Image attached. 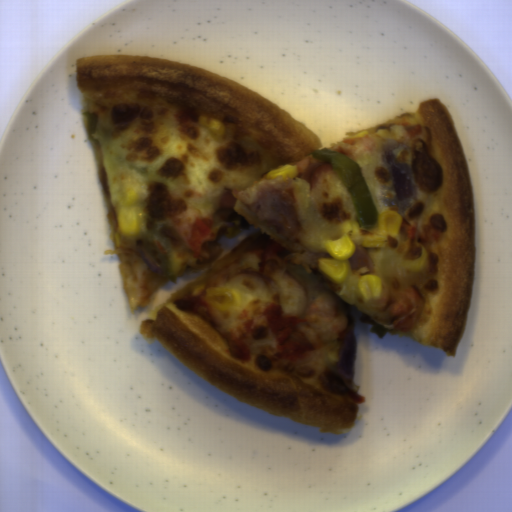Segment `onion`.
I'll list each match as a JSON object with an SVG mask.
<instances>
[{
  "label": "onion",
  "mask_w": 512,
  "mask_h": 512,
  "mask_svg": "<svg viewBox=\"0 0 512 512\" xmlns=\"http://www.w3.org/2000/svg\"><path fill=\"white\" fill-rule=\"evenodd\" d=\"M350 270L353 275L363 277L373 275L374 268L365 247H355L353 255L349 259Z\"/></svg>",
  "instance_id": "onion-4"
},
{
  "label": "onion",
  "mask_w": 512,
  "mask_h": 512,
  "mask_svg": "<svg viewBox=\"0 0 512 512\" xmlns=\"http://www.w3.org/2000/svg\"><path fill=\"white\" fill-rule=\"evenodd\" d=\"M240 274H250L259 279L261 282H263L267 288L270 297H273L275 293L278 291L277 283L270 277L269 274H264L262 271L256 269L245 270Z\"/></svg>",
  "instance_id": "onion-5"
},
{
  "label": "onion",
  "mask_w": 512,
  "mask_h": 512,
  "mask_svg": "<svg viewBox=\"0 0 512 512\" xmlns=\"http://www.w3.org/2000/svg\"><path fill=\"white\" fill-rule=\"evenodd\" d=\"M136 253L141 257V259L153 273H162L160 265L152 255H150L141 248L137 249Z\"/></svg>",
  "instance_id": "onion-6"
},
{
  "label": "onion",
  "mask_w": 512,
  "mask_h": 512,
  "mask_svg": "<svg viewBox=\"0 0 512 512\" xmlns=\"http://www.w3.org/2000/svg\"><path fill=\"white\" fill-rule=\"evenodd\" d=\"M357 342L355 336L345 338L340 346L337 373L345 380H351L354 374Z\"/></svg>",
  "instance_id": "onion-3"
},
{
  "label": "onion",
  "mask_w": 512,
  "mask_h": 512,
  "mask_svg": "<svg viewBox=\"0 0 512 512\" xmlns=\"http://www.w3.org/2000/svg\"><path fill=\"white\" fill-rule=\"evenodd\" d=\"M283 277H287V278L293 280L295 282V284L298 286V288L301 290V292L303 293L302 303H301V307H300V310L298 313V318H299L304 314V312L306 310L307 293H306L305 289L303 288V286L288 271L284 272Z\"/></svg>",
  "instance_id": "onion-7"
},
{
  "label": "onion",
  "mask_w": 512,
  "mask_h": 512,
  "mask_svg": "<svg viewBox=\"0 0 512 512\" xmlns=\"http://www.w3.org/2000/svg\"><path fill=\"white\" fill-rule=\"evenodd\" d=\"M385 160L390 170L397 200H404L412 195L410 166L399 161L393 150L385 151Z\"/></svg>",
  "instance_id": "onion-2"
},
{
  "label": "onion",
  "mask_w": 512,
  "mask_h": 512,
  "mask_svg": "<svg viewBox=\"0 0 512 512\" xmlns=\"http://www.w3.org/2000/svg\"><path fill=\"white\" fill-rule=\"evenodd\" d=\"M258 221L276 231L284 239L302 243V224L293 204L285 202L275 192H268L250 205Z\"/></svg>",
  "instance_id": "onion-1"
}]
</instances>
